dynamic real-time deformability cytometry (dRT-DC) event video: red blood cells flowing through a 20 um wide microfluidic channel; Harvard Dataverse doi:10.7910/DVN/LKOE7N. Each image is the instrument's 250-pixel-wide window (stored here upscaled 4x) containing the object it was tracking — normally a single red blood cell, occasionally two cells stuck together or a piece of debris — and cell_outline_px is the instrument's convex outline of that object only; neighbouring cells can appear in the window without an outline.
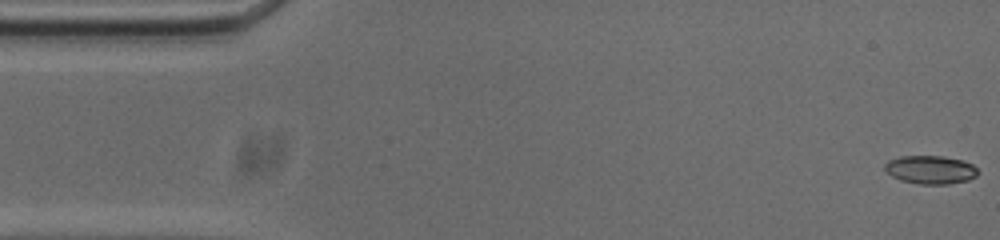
{"species": "common noctule bat (a hibernating species)", "species_latin": "Nyctalus noctula", "temperature_condition": "cold", "stored_images_in_passage": 53, "camera_frame_rate_fps": 3000, "um_per_image_px": 0.085, "animal": {"sex": "male", "body_mass_g": 20.0, "forearm_length_mm": 53.3}, "frame": {"image": 1, "passage_image": 1, "time_ms": 0.0, "image_size_px": [1000, 240], "cell_outline_px": [[980, 172], [976, 176], [968, 180], [948, 184], [920, 184], [900, 180], [892, 176], [884, 168], [884, 164], [888, 160], [900, 156], [944, 156], [964, 160], [972, 164]], "centroid_in_image_um": [79.11, 14.42], "position_along_channel_um": 5.9, "area_um2": 15.49}}
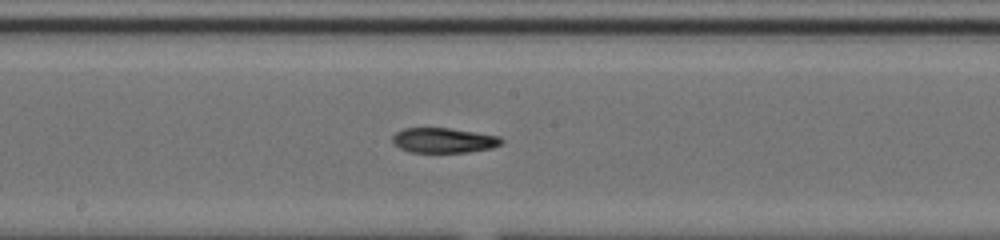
{"frame": {"image": 2, "passage_image": 27, "time_ms": 8.667, "image_size_px": [1000, 240], "cell_outline_px": [[504, 144], [492, 148], [468, 152], [408, 152], [400, 148], [392, 140], [392, 136], [396, 132], [404, 128], [448, 128], [476, 132], [500, 136], [504, 140]], "centroid_in_image_um": [37.76, 11.93], "position_along_channel_um": 210.4, "area_um2": 15.95}}
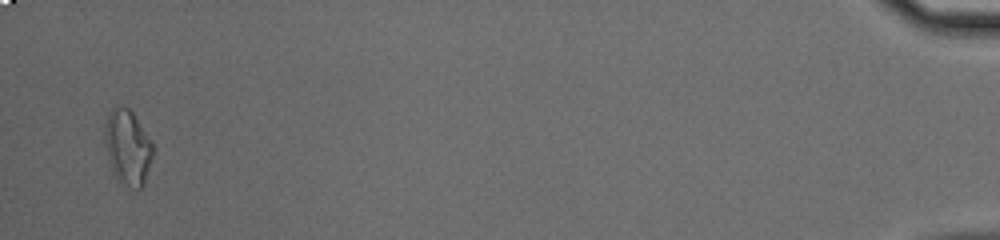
{"frame": {"image": 3, "passage_image": 52, "time_ms": 17.0, "image_size_px": [1000, 240], "cell_outline_px": [[156, 152], [144, 184], [140, 188], [136, 188], [120, 184], [116, 180], [112, 172], [108, 160], [104, 136], [104, 124], [112, 108], [116, 104], [128, 108], [132, 112], [152, 140], [156, 148]], "centroid_in_image_um": [10.88, 12.54], "position_along_channel_um": 424.3, "area_um2": 21.79}}